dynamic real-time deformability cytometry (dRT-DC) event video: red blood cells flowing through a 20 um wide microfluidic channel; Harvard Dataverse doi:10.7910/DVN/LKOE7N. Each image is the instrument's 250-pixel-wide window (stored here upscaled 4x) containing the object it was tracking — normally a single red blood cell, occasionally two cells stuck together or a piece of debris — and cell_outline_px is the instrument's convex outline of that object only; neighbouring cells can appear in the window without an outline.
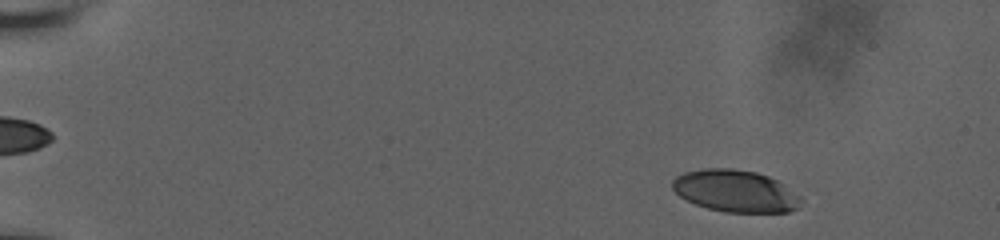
{"species": "human", "species_latin": "Homo sapiens", "temperature_condition": "room temperature", "stored_images_in_passage": 56, "camera_frame_rate_fps": 3000, "um_per_image_px": 0.085, "donor": {"sex": "male"}, "frame": {"image": 1, "passage_image": 6, "time_ms": 1.667, "image_size_px": [1000, 240], "cell_outline_px": [[804, 200], [800, 208], [788, 212], [724, 212], [708, 208], [696, 204], [680, 196], [672, 188], [672, 180], [676, 176], [684, 172], [704, 168], [732, 168], [756, 172], [768, 176], [776, 180], [800, 196]], "centroid_in_image_um": [62.53, 16.24], "position_along_channel_um": 22.5, "area_um2": 31.56}}
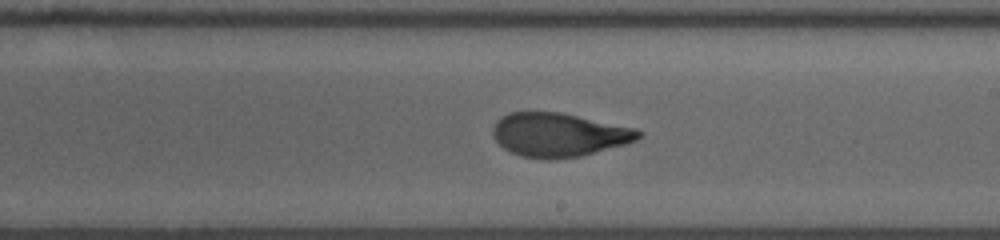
{"frame": {"image": 2, "passage_image": 34, "time_ms": 11.0, "image_size_px": [1000, 240], "cell_outline_px": [[644, 132], [636, 140], [624, 144], [580, 156], [548, 160], [520, 156], [504, 148], [492, 136], [492, 128], [496, 120], [500, 116], [508, 112], [560, 112], [636, 128]], "centroid_in_image_um": [47.46, 11.45], "position_along_channel_um": 241.5, "area_um2": 37.17}}
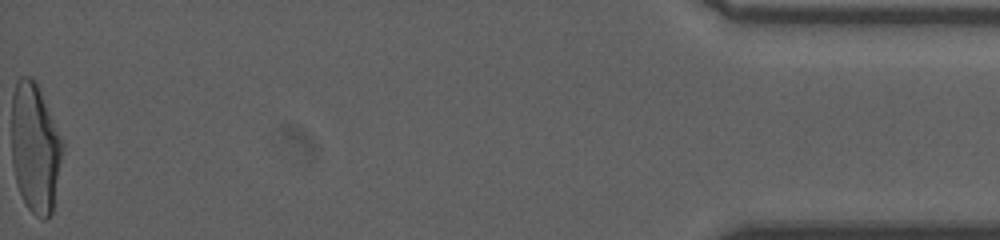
{"frame": {"image": 3, "passage_image": 56, "time_ms": 18.333, "image_size_px": [1000, 240], "cell_outline_px": [[64, 152], [52, 212], [44, 220], [40, 220], [28, 208], [16, 184], [12, 164], [12, 92], [16, 80], [20, 76], [32, 76], [36, 80], [64, 144]], "centroid_in_image_um": [2.99, 12.55], "position_along_channel_um": 432.2, "area_um2": 38.96}, "authors_computed_cell_mechanics": {"area_um2": 37.0498, "velocity_mm_per_s": 3.794, "shape_relaxation_time_tau1_ms": 7.1269, "shape_relaxation_time_tau2_ms": 0.9886, "deformation_change_tau1": 0.271, "deformation_change_tau2": 0.0724}}